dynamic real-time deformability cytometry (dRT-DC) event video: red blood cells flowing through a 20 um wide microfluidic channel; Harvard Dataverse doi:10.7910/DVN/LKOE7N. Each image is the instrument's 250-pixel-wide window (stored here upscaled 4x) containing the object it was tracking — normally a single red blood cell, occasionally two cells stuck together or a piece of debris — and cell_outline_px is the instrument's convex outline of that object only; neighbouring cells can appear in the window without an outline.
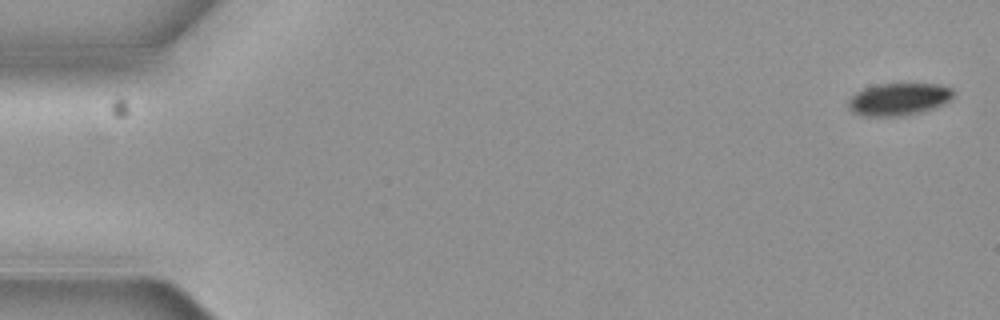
{"species": "common noctule bat (a hibernating species)", "species_latin": "Nyctalus noctula", "temperature_condition": "cold", "stored_images_in_passage": 2, "camera_frame_rate_fps": 3000, "um_per_image_px": 0.085, "animal": {"sex": "female", "body_mass_g": 19.3, "forearm_length_mm": 54.1}, "frame": {"image": 1, "passage_image": 2, "time_ms": 0.333, "image_size_px": [1000, 320], "cell_outline_px": [[956, 96], [944, 104], [932, 108], [916, 112], [892, 116], [868, 116], [856, 112], [848, 108], [848, 100], [856, 92], [864, 88], [876, 84], [940, 84], [952, 88], [956, 92]], "centroid_in_image_um": [76.44, 8.4], "position_along_channel_um": 8.6, "area_um2": 19.59}}